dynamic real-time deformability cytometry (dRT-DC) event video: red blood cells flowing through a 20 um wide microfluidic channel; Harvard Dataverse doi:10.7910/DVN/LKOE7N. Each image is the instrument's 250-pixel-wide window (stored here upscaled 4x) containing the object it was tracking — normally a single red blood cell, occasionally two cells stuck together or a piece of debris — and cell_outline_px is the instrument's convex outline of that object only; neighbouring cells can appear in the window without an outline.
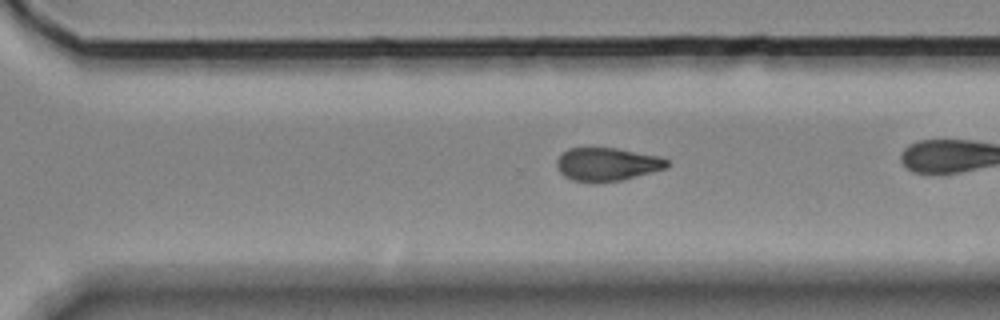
{"species": "Egyptian fruit bat (a non-hibernating species)", "species_latin": "Rousettus aegyptiacus", "temperature_condition": "room temperature", "stored_images_in_passage": 28, "camera_frame_rate_fps": 3000, "um_per_image_px": 0.085, "animal": {"sex": "female"}, "frame": {"image": 1, "passage_image": 23, "time_ms": 7.333, "image_size_px": [1000, 320], "cell_outline_px": [[668, 168], [624, 180], [592, 184], [572, 180], [564, 176], [560, 172], [556, 164], [556, 160], [568, 148], [616, 148], [660, 156], [668, 160]], "centroid_in_image_um": [51.61, 13.99], "position_along_channel_um": 319.0, "area_um2": 21.73}, "authors_computed_cell_mechanics": {"area_um2": 21.9351, "velocity_mm_per_s": 3.638, "shape_relaxation_time_tau1_ms": null, "shape_relaxation_time_tau2_ms": 9.2059, "deformation_change_tau1": null, "deformation_change_tau2": 0.1622}}